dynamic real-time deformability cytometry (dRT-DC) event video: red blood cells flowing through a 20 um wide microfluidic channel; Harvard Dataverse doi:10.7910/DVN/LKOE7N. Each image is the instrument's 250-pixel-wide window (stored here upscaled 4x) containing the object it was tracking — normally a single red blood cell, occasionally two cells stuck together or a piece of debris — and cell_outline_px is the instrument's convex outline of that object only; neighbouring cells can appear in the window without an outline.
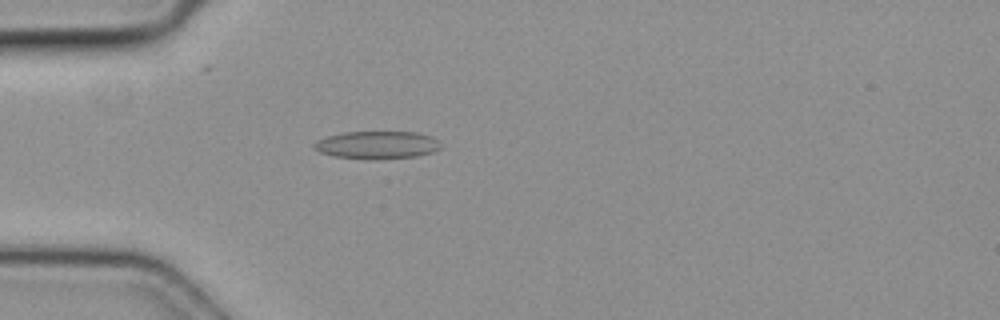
{"species": "common noctule bat (a hibernating species)", "species_latin": "Nyctalus noctula", "temperature_condition": "cold", "stored_images_in_passage": 1, "camera_frame_rate_fps": 3000, "um_per_image_px": 0.085, "animal": {"sex": "female", "body_mass_g": 19.3, "forearm_length_mm": 54.1}, "frame": {"image": 1, "passage_image": 1, "time_ms": 0.0, "image_size_px": [1000, 320], "cell_outline_px": [[444, 148], [432, 152], [416, 156], [376, 160], [368, 160], [332, 156], [320, 152], [312, 148], [312, 144], [316, 140], [328, 136], [344, 132], [416, 132], [432, 136]], "centroid_in_image_um": [32.03, 12.33], "position_along_channel_um": 53.0, "area_um2": 20.81}}